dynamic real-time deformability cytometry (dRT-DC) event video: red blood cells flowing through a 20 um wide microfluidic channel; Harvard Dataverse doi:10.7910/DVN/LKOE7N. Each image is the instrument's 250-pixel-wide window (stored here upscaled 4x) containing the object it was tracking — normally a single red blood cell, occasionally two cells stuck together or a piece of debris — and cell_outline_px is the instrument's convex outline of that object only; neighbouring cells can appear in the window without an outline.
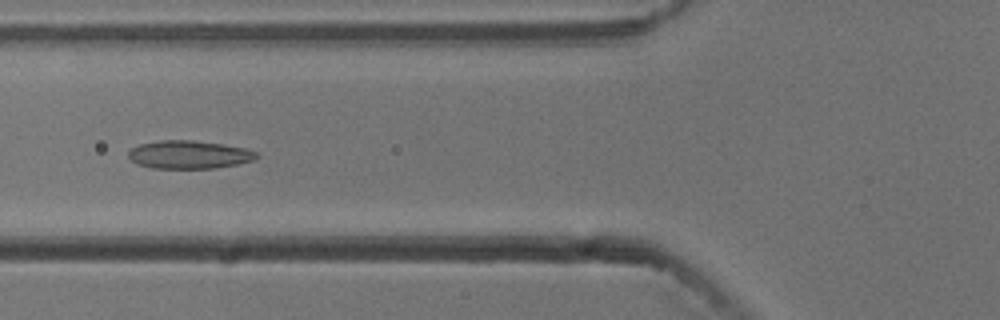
{"species": "common noctule bat (a hibernating species)", "species_latin": "Nyctalus noctula", "temperature_condition": "cold", "stored_images_in_passage": 39, "camera_frame_rate_fps": 3000, "um_per_image_px": 0.085, "animal": {"sex": "male", "body_mass_g": 13.3}, "frame": {"image": 1, "passage_image": 5, "time_ms": 1.333, "image_size_px": [1000, 320], "cell_outline_px": [[260, 156], [256, 160], [216, 168], [152, 168], [136, 164], [128, 156], [128, 152], [132, 148], [140, 144], [160, 140], [192, 140], [224, 144], [244, 148], [256, 152]], "centroid_in_image_um": [16.08, 13.14], "position_along_channel_um": 109.7, "area_um2": 21.04}}
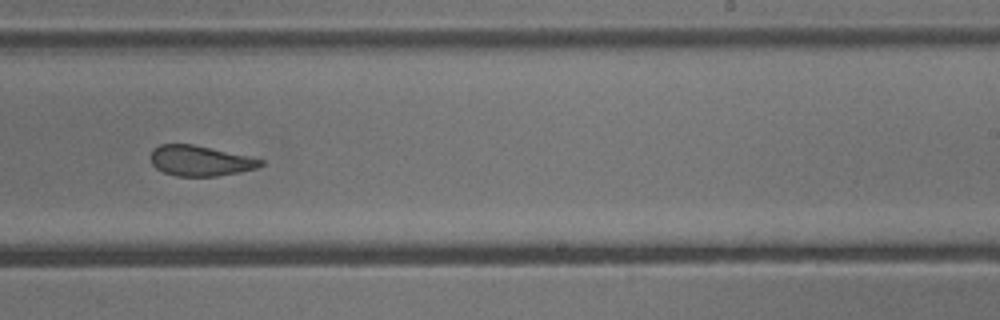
{"frame": {"image": 2, "passage_image": 18, "time_ms": 5.667, "image_size_px": [1000, 320], "cell_outline_px": [[264, 164], [256, 168], [240, 172], [216, 176], [176, 176], [164, 172], [156, 168], [152, 164], [152, 148], [160, 144], [192, 144], [248, 156], [264, 160]], "centroid_in_image_um": [17.01, 13.67], "position_along_channel_um": 272.0, "area_um2": 19.31}}
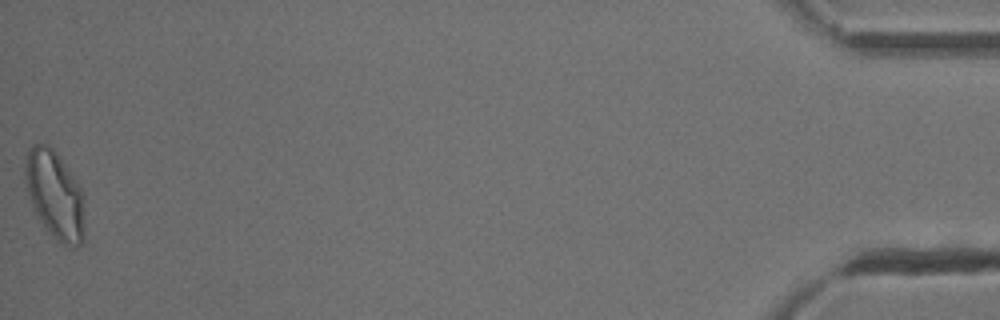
{"frame": {"image": 3, "passage_image": 39, "time_ms": 12.667, "image_size_px": [1000, 320], "cell_outline_px": [[84, 244], [76, 248], [68, 248], [52, 236], [48, 232], [32, 212], [24, 176], [24, 156], [28, 148], [32, 144], [48, 144], [60, 156], [80, 188], [84, 200]], "centroid_in_image_um": [4.64, 16.6], "position_along_channel_um": 430.6, "area_um2": 31.44}, "authors_computed_cell_mechanics": {"area_um2": 21.1548, "velocity_mm_per_s": 3.7486, "shape_relaxation_time_tau1_ms": null, "shape_relaxation_time_tau2_ms": 2.9097, "deformation_change_tau1": null, "deformation_change_tau2": 0.1085}}